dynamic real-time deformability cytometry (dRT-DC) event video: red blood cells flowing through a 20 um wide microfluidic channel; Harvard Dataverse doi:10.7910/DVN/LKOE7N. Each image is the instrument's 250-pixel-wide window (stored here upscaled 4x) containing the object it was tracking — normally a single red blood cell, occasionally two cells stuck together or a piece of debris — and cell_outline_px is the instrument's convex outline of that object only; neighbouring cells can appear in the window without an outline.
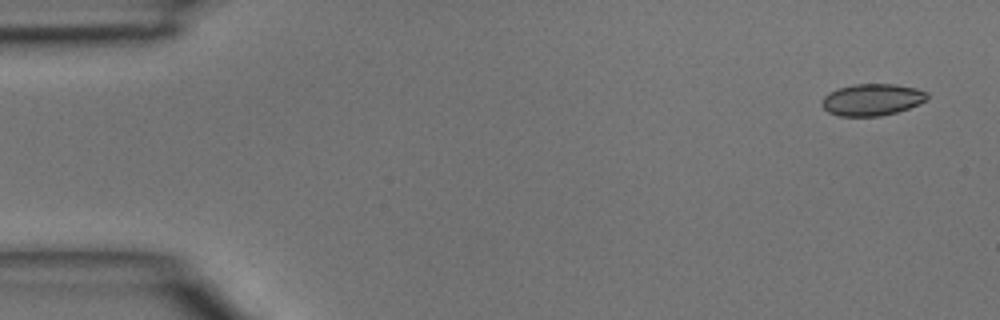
{"species": "common noctule bat (a hibernating species)", "species_latin": "Nyctalus noctula", "temperature_condition": "room temperature", "stored_images_in_passage": 5, "camera_frame_rate_fps": 3000, "um_per_image_px": 0.085, "animal": {"sex": "male", "body_mass_g": 15.6}, "frame": {"image": 1, "passage_image": 1, "time_ms": 0.0, "image_size_px": [1000, 320], "cell_outline_px": [[928, 96], [924, 100], [908, 108], [896, 112], [880, 116], [840, 116], [828, 112], [820, 104], [824, 96], [828, 92], [852, 84], [896, 84], [916, 88], [928, 92]], "centroid_in_image_um": [74.09, 8.46], "position_along_channel_um": 10.9, "area_um2": 19.42}}
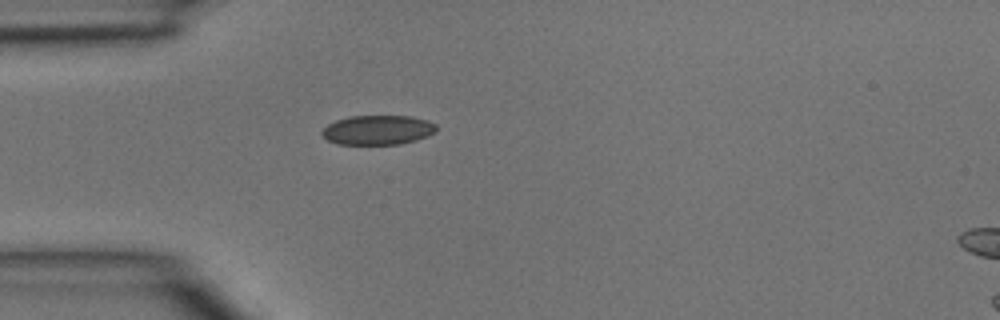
{"frame": {"image": 2, "passage_image": 4, "time_ms": 1.0, "image_size_px": [1000, 320], "cell_outline_px": [[436, 132], [428, 136], [416, 140], [400, 144], [336, 144], [328, 140], [320, 132], [328, 124], [336, 120], [352, 116], [412, 116], [428, 120], [436, 124]], "centroid_in_image_um": [32.14, 11.05], "position_along_channel_um": 52.9, "area_um2": 19.71}}